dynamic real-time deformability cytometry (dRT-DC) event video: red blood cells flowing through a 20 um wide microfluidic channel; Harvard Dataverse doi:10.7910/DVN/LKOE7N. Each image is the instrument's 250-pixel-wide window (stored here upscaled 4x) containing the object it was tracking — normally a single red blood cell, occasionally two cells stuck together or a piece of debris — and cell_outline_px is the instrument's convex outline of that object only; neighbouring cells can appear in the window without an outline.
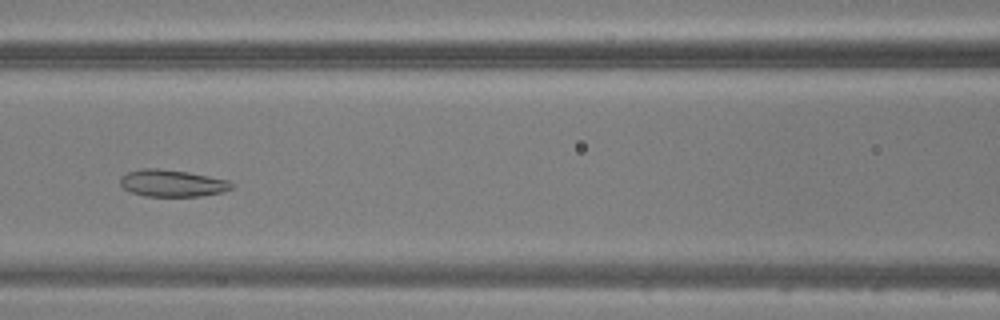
{"species": "common noctule bat (a hibernating species)", "species_latin": "Nyctalus noctula", "temperature_condition": "warm", "stored_images_in_passage": 37, "camera_frame_rate_fps": 3000, "um_per_image_px": 0.085, "animal": {"sex": "male", "body_mass_g": 20.5, "forearm_length_mm": 52.5}, "frame": {"image": 1, "passage_image": 11, "time_ms": 3.333, "image_size_px": [1000, 320], "cell_outline_px": [[236, 184], [232, 188], [224, 192], [200, 196], [144, 196], [132, 192], [124, 188], [120, 184], [120, 176], [128, 172], [144, 168], [160, 168], [188, 172], [228, 180]], "centroid_in_image_um": [14.66, 15.57], "position_along_channel_um": 151.9, "area_um2": 17.57}}
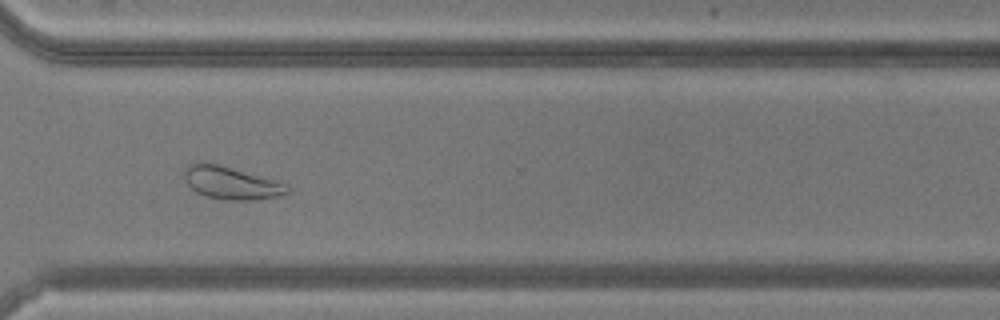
{"frame": {"image": 2, "passage_image": 25, "time_ms": 8.0, "image_size_px": [1000, 320], "cell_outline_px": [[292, 192], [280, 196], [252, 200], [224, 200], [204, 196], [196, 192], [188, 184], [184, 176], [184, 168], [188, 164], [200, 160], [220, 164], [276, 180], [288, 184], [292, 188]], "centroid_in_image_um": [19.67, 15.53], "position_along_channel_um": 350.9, "area_um2": 20.23}}
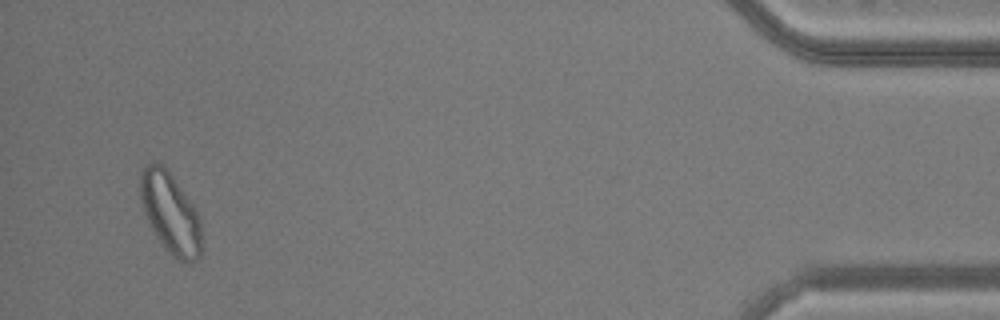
{"frame": {"image": 3, "passage_image": 35, "time_ms": 11.333, "image_size_px": [1000, 320], "cell_outline_px": [[200, 256], [196, 260], [188, 264], [172, 256], [164, 248], [156, 236], [144, 212], [140, 200], [140, 168], [144, 164], [152, 160], [156, 160], [172, 176], [192, 204], [200, 216]], "centroid_in_image_um": [14.45, 18.09], "position_along_channel_um": 420.8, "area_um2": 28.78}}